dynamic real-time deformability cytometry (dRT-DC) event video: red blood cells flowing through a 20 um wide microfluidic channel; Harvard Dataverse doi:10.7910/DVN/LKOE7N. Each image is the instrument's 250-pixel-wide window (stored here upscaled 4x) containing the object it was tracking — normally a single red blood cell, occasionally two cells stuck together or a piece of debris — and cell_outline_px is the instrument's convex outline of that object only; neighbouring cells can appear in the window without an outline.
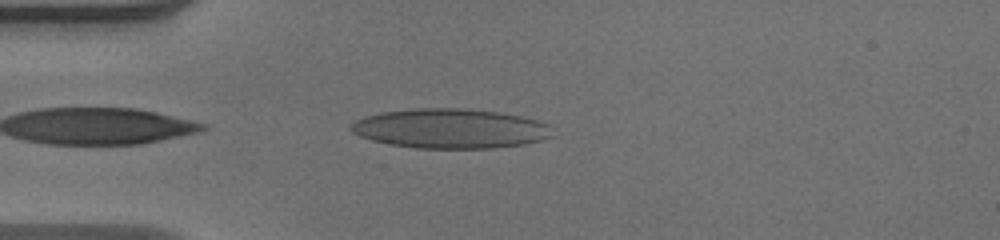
{"species": "human", "species_latin": "Homo sapiens", "temperature_condition": "warm", "stored_images_in_passage": 38, "camera_frame_rate_fps": 3000, "um_per_image_px": 0.085, "donor": {"sex": "male"}, "frame": {"image": 1, "passage_image": 1, "time_ms": 0.0, "image_size_px": [1000, 240], "cell_outline_px": [[552, 136], [540, 140], [524, 144], [492, 148], [416, 148], [388, 144], [372, 140], [360, 136], [352, 132], [348, 128], [356, 120], [364, 116], [380, 112], [412, 108], [460, 108], [496, 112], [520, 116], [536, 120], [548, 124]], "centroid_in_image_um": [38.22, 10.92], "position_along_channel_um": 46.8, "area_um2": 46.41}}
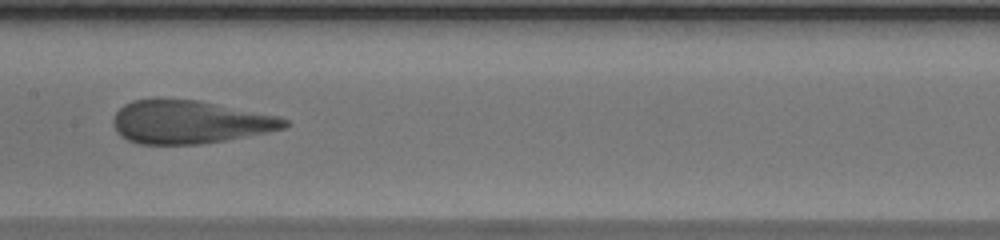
{"frame": {"image": 2, "passage_image": 13, "time_ms": 4.0, "image_size_px": [1000, 240], "cell_outline_px": [[292, 124], [284, 128], [268, 132], [224, 140], [200, 144], [140, 144], [128, 140], [120, 136], [116, 132], [112, 124], [112, 120], [116, 112], [124, 104], [132, 100], [156, 96], [200, 100], [280, 116], [288, 120]], "centroid_in_image_um": [16.09, 10.33], "position_along_channel_um": 191.3, "area_um2": 44.04}}
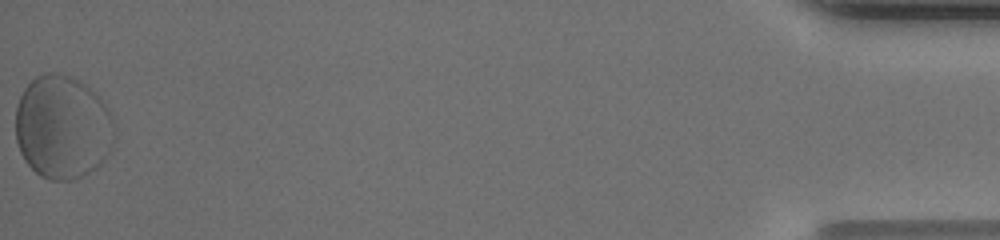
{"frame": {"image": 3, "passage_image": 38, "time_ms": 12.333, "image_size_px": [1000, 240], "cell_outline_px": [[116, 140], [112, 148], [104, 160], [96, 168], [72, 180], [48, 180], [40, 176], [24, 160], [20, 152], [16, 140], [16, 108], [20, 96], [24, 88], [36, 76], [44, 72], [52, 72], [68, 76], [80, 80], [100, 96], [108, 108], [112, 116], [116, 128]], "centroid_in_image_um": [5.35, 10.81], "position_along_channel_um": 429.9, "area_um2": 60.52}}